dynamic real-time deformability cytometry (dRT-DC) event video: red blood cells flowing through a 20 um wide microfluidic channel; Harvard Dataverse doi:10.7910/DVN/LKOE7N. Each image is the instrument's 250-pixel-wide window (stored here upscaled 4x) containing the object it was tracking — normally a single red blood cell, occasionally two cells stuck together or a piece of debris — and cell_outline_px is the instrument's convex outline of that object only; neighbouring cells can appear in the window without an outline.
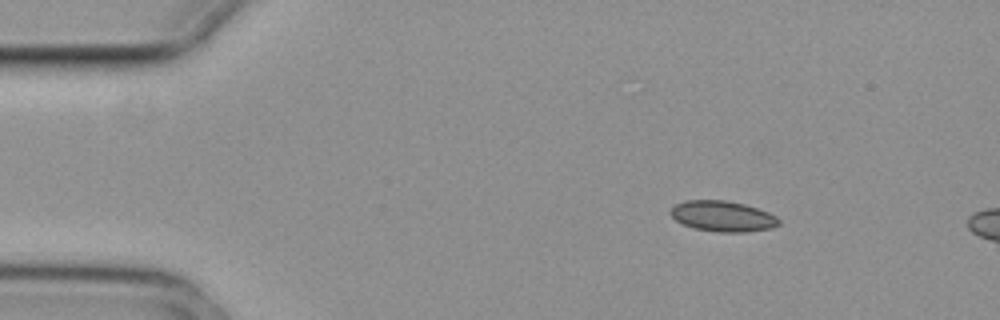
{"species": "common noctule bat (a hibernating species)", "species_latin": "Nyctalus noctula", "temperature_condition": "cold", "stored_images_in_passage": 4, "camera_frame_rate_fps": 3000, "um_per_image_px": 0.085, "animal": {"sex": "female", "body_mass_g": 29.2, "forearm_length_mm": 56.3}, "frame": {"image": 1, "passage_image": 2, "time_ms": 0.333, "image_size_px": [1000, 320], "cell_outline_px": [[780, 224], [772, 228], [748, 232], [716, 232], [692, 228], [676, 220], [668, 212], [672, 204], [684, 200], [724, 200], [744, 204], [768, 212], [776, 216], [780, 220]], "centroid_in_image_um": [61.39, 18.38], "position_along_channel_um": 23.6, "area_um2": 19.59}}